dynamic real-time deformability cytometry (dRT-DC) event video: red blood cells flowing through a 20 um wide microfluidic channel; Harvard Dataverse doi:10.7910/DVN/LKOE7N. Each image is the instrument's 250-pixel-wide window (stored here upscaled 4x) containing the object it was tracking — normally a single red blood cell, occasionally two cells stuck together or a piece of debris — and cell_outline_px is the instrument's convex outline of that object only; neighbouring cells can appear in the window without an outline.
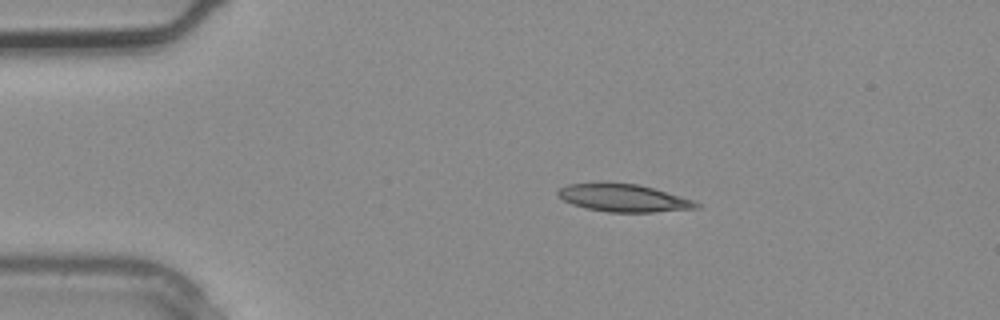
{"species": "common noctule bat (a hibernating species)", "species_latin": "Nyctalus noctula", "temperature_condition": "warm", "stored_images_in_passage": 2, "camera_frame_rate_fps": 3000, "um_per_image_px": 0.085, "animal": {"sex": "male", "body_mass_g": 20.4}, "frame": {"image": 1, "passage_image": 1, "time_ms": 0.0, "image_size_px": [1000, 320], "cell_outline_px": [[700, 208], [652, 212], [608, 212], [584, 208], [572, 204], [556, 196], [556, 192], [560, 188], [568, 184], [600, 180], [640, 184], [680, 196], [692, 200], [700, 204]], "centroid_in_image_um": [52.92, 16.79], "position_along_channel_um": 32.1, "area_um2": 22.95}}
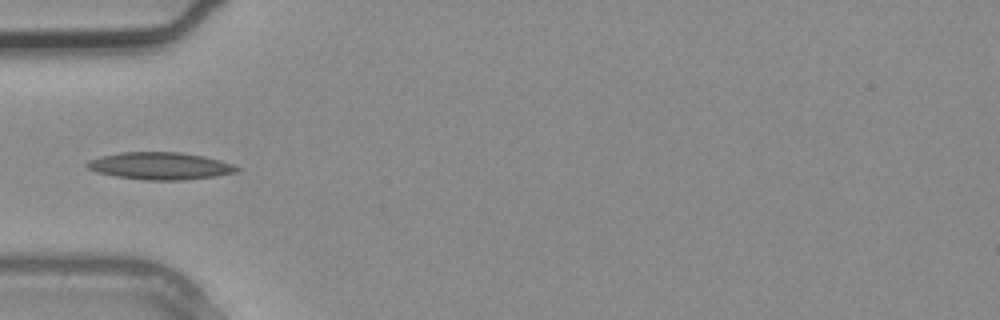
{"frame": {"image": 2, "passage_image": 2, "time_ms": 0.333, "image_size_px": [1000, 320], "cell_outline_px": [[244, 168], [236, 172], [216, 176], [184, 180], [144, 180], [116, 176], [96, 172], [88, 168], [84, 164], [88, 160], [100, 156], [120, 152], [180, 152], [204, 156], [220, 160]], "centroid_in_image_um": [13.62, 14.1], "position_along_channel_um": 71.4, "area_um2": 23.99}}